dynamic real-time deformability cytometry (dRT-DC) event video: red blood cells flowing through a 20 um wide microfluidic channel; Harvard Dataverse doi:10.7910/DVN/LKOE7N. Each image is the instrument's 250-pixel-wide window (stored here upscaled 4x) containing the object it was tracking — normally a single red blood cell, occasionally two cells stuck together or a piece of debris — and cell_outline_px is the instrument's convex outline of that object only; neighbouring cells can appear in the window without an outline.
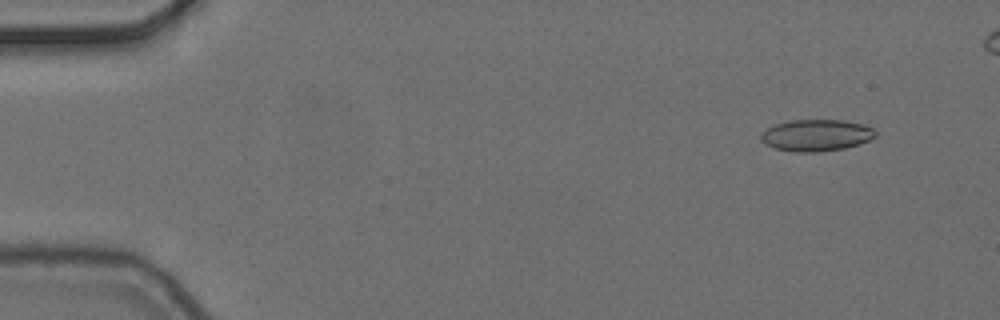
{"species": "common noctule bat (a hibernating species)", "species_latin": "Nyctalus noctula", "temperature_condition": "cold", "stored_images_in_passage": 6, "camera_frame_rate_fps": 3000, "um_per_image_px": 0.085, "animal": {"sex": "female", "body_mass_g": 24.6, "forearm_length_mm": 56.2}, "frame": {"image": 1, "passage_image": 1, "time_ms": 0.0, "image_size_px": [1000, 320], "cell_outline_px": [[876, 136], [860, 144], [844, 148], [816, 152], [796, 152], [776, 148], [764, 144], [760, 140], [760, 132], [776, 124], [792, 120], [844, 120], [864, 124], [876, 128]], "centroid_in_image_um": [69.4, 11.49], "position_along_channel_um": 15.6, "area_um2": 21.27}}